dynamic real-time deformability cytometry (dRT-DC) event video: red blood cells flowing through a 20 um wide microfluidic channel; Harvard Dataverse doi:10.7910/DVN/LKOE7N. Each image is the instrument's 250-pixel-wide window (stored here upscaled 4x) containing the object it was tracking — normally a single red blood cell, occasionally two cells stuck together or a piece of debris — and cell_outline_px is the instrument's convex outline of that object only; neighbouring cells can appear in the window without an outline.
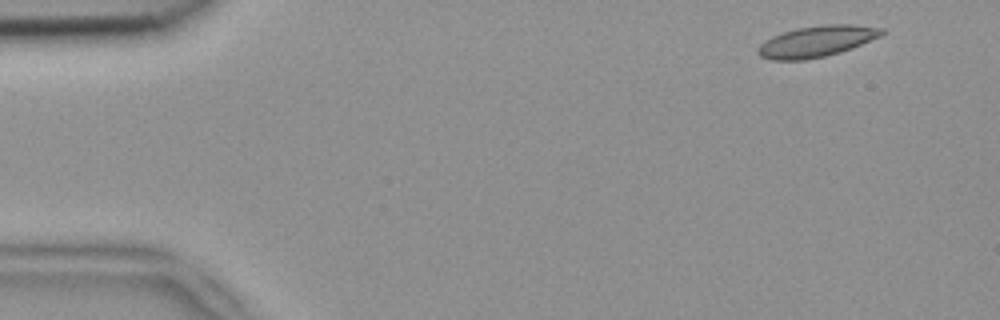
{"species": "common noctule bat (a hibernating species)", "species_latin": "Nyctalus noctula", "temperature_condition": "room temperature", "stored_images_in_passage": 5, "segment_of_instrument_passage": [1, 2], "camera_frame_rate_fps": 3000, "um_per_image_px": 0.085, "animal": {"sex": "female", "body_mass_g": 18.4}, "frame": {"image": 1, "passage_image": 1, "time_ms": 0.0, "image_size_px": [1000, 320], "cell_outline_px": [[888, 32], [880, 36], [852, 48], [840, 52], [824, 56], [804, 60], [772, 60], [760, 56], [756, 52], [756, 48], [764, 40], [772, 36], [796, 28], [824, 24], [852, 24], [884, 28]], "centroid_in_image_um": [69.41, 3.51], "position_along_channel_um": 15.6, "area_um2": 22.6}}
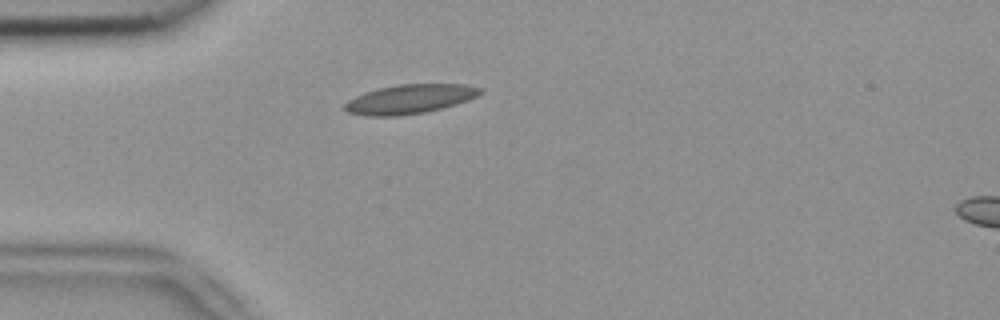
{"frame": {"image": 2, "passage_image": 4, "time_ms": 1.0, "image_size_px": [1000, 320], "cell_outline_px": [[484, 92], [468, 100], [456, 104], [424, 112], [400, 116], [364, 116], [348, 112], [344, 108], [344, 104], [348, 100], [364, 92], [396, 84], [464, 84], [480, 88]], "centroid_in_image_um": [34.81, 8.42], "position_along_channel_um": 50.2, "area_um2": 23.0}}